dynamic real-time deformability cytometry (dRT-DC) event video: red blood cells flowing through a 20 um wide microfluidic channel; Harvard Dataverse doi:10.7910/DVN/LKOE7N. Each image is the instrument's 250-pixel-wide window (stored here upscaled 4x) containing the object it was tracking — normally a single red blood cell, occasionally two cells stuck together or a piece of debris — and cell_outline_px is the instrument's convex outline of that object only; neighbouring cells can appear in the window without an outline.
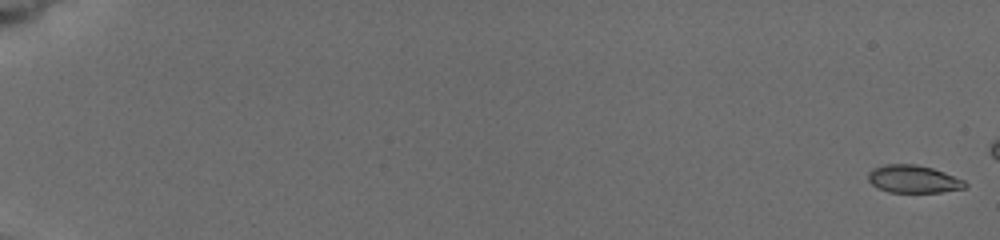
{"species": "common noctule bat (a hibernating species)", "species_latin": "Nyctalus noctula", "temperature_condition": "cold", "stored_images_in_passage": 24, "segment_of_instrument_passage": [1, 2], "camera_frame_rate_fps": 3000, "um_per_image_px": 0.085, "animal": {"sex": "female", "body_mass_g": 19.5, "forearm_length_mm": 54.1}, "frame": {"image": 1, "passage_image": 1, "time_ms": 0.0, "image_size_px": [1000, 240], "cell_outline_px": [[968, 188], [940, 192], [888, 192], [876, 188], [868, 180], [868, 172], [872, 168], [884, 164], [916, 164], [932, 168], [944, 172], [964, 180], [968, 184]], "centroid_in_image_um": [77.63, 15.22], "position_along_channel_um": 7.4, "area_um2": 15.84}}
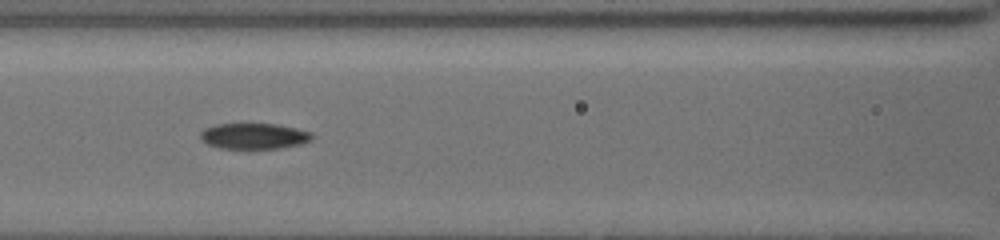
{"frame": {"image": 2, "passage_image": 20, "time_ms": 9.0, "image_size_px": [1000, 240], "cell_outline_px": [[312, 140], [300, 144], [280, 148], [220, 148], [208, 144], [200, 140], [200, 132], [204, 128], [216, 124], [276, 124], [296, 128], [312, 132]], "centroid_in_image_um": [21.57, 11.56], "position_along_channel_um": 145.0, "area_um2": 16.76}}
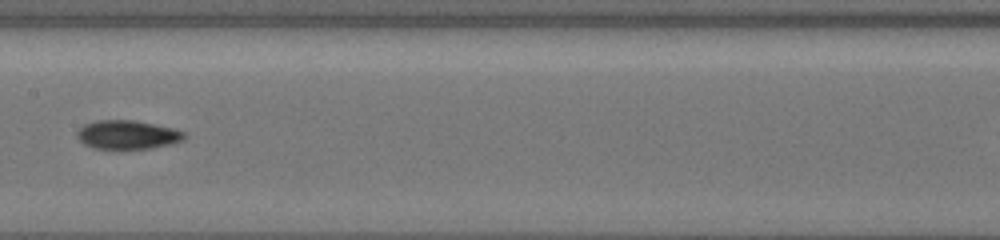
{"frame": {"image": 3, "passage_image": 22, "time_ms": 10.333, "image_size_px": [1000, 240], "cell_outline_px": [[188, 136], [184, 140], [172, 144], [152, 148], [92, 148], [84, 144], [76, 136], [76, 132], [84, 124], [96, 120], [136, 120], [172, 128], [184, 132]], "centroid_in_image_um": [10.85, 11.44], "position_along_channel_um": 196.6, "area_um2": 18.03}}